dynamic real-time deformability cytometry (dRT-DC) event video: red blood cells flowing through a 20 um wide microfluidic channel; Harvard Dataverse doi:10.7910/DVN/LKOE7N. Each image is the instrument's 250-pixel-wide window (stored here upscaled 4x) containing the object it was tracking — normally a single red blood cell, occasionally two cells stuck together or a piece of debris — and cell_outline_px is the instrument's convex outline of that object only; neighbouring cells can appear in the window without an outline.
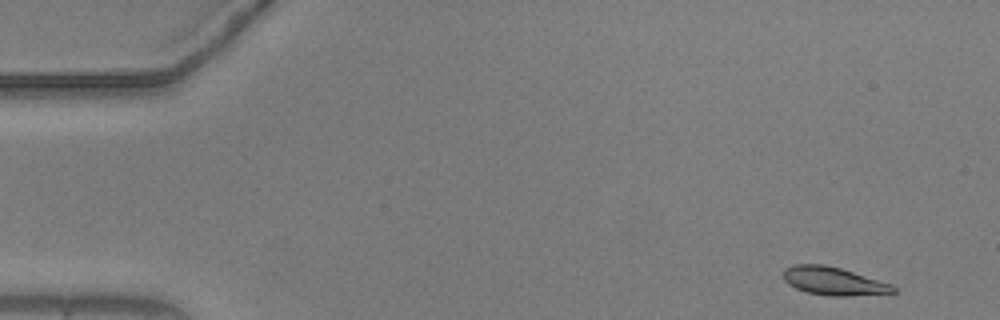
{"species": "common noctule bat (a hibernating species)", "species_latin": "Nyctalus noctula", "temperature_condition": "warm", "stored_images_in_passage": 52, "camera_frame_rate_fps": 3000, "um_per_image_px": 0.085, "animal": {"sex": "male", "body_mass_g": 20.5, "forearm_length_mm": 52.5}, "frame": {"image": 1, "passage_image": 1, "time_ms": 0.0, "image_size_px": [1000, 320], "cell_outline_px": [[896, 292], [848, 296], [828, 296], [808, 292], [796, 288], [788, 284], [784, 280], [784, 268], [792, 264], [824, 264], [840, 268], [892, 284], [896, 288]], "centroid_in_image_um": [70.83, 23.89], "position_along_channel_um": 14.2, "area_um2": 17.92}}
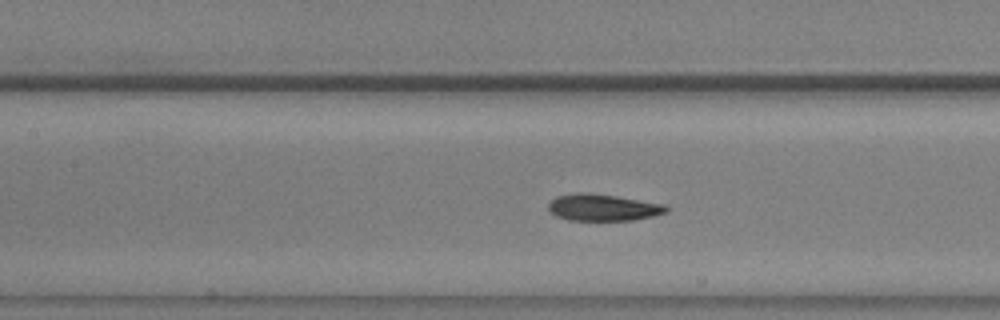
{"frame": {"image": 2, "passage_image": 22, "time_ms": 7.0, "image_size_px": [1000, 320], "cell_outline_px": [[668, 212], [652, 216], [632, 220], [568, 220], [556, 216], [548, 208], [548, 204], [556, 196], [576, 192], [588, 192], [616, 196], [664, 204], [668, 208]], "centroid_in_image_um": [51.23, 17.63], "position_along_channel_um": 156.2, "area_um2": 18.32}}
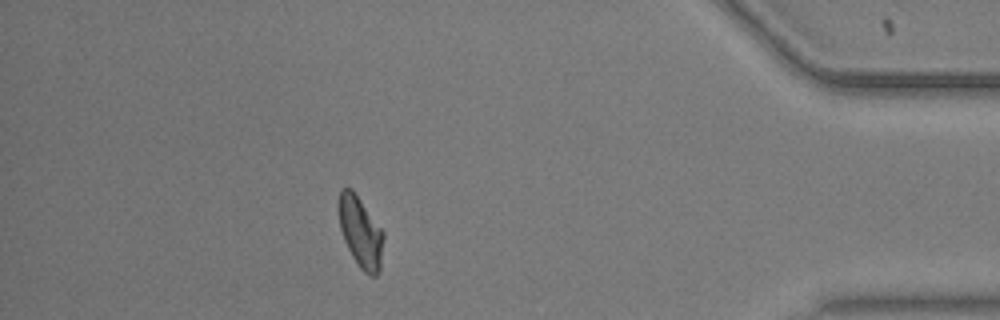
{"frame": {"image": 3, "passage_image": 46, "time_ms": 15.0, "image_size_px": [1000, 320], "cell_outline_px": [[384, 236], [380, 272], [376, 276], [372, 276], [364, 272], [360, 268], [352, 256], [344, 240], [340, 228], [336, 204], [340, 188], [352, 188], [384, 232]], "centroid_in_image_um": [30.62, 19.7], "position_along_channel_um": 404.6, "area_um2": 18.84}, "authors_computed_cell_mechanics": {"area_um2": 18.496, "velocity_mm_per_s": 3.6746, "shape_relaxation_time_tau1_ms": 4.9059, "shape_relaxation_time_tau2_ms": 3.1497, "deformation_change_tau1": 0.1722, "deformation_change_tau2": 0.0752}}